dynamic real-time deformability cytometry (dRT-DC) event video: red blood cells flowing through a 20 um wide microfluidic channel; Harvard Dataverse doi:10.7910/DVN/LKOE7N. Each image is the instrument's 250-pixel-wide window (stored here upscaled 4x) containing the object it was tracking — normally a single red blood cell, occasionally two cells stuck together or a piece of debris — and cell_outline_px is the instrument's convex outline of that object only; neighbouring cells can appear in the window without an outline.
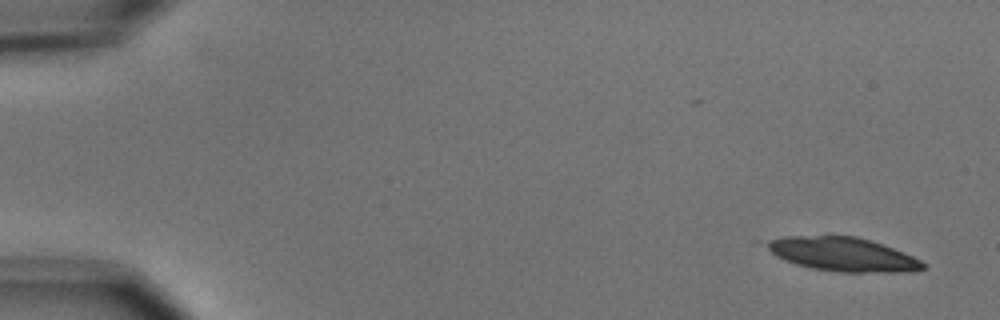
{"species": "common noctule bat (a hibernating species)", "species_latin": "Nyctalus noctula", "temperature_condition": "cold", "stored_images_in_passage": 6, "camera_frame_rate_fps": 3000, "um_per_image_px": 0.085, "animal": {"sex": "male", "body_mass_g": 15.6}, "frame": {"image": 1, "passage_image": 1, "time_ms": 0.0, "image_size_px": [1000, 320], "cell_outline_px": [[928, 268], [904, 272], [840, 272], [812, 268], [796, 264], [784, 260], [776, 256], [752, 240], [784, 236], [856, 236], [904, 252], [920, 260]], "centroid_in_image_um": [71.45, 21.59], "position_along_channel_um": 13.6, "area_um2": 31.33}}